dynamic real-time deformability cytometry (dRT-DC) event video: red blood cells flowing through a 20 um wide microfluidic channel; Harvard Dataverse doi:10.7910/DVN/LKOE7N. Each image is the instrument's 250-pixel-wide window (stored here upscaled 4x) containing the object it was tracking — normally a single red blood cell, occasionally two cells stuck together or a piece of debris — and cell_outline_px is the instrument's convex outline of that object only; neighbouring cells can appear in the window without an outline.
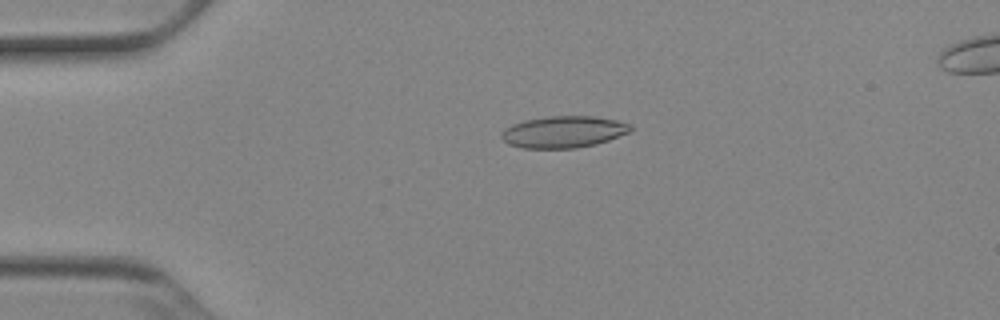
{"species": "Egyptian fruit bat (a non-hibernating species)", "species_latin": "Rousettus aegyptiacus", "temperature_condition": "cold", "stored_images_in_passage": 52, "camera_frame_rate_fps": 3000, "um_per_image_px": 0.085, "animal": {"sex": "female"}, "frame": {"image": 1, "passage_image": 12, "time_ms": 3.667, "image_size_px": [1000, 320], "cell_outline_px": [[632, 128], [628, 132], [608, 140], [596, 144], [576, 148], [524, 148], [508, 144], [500, 136], [500, 132], [504, 128], [512, 124], [524, 120], [548, 116], [592, 116], [616, 120], [628, 124]], "centroid_in_image_um": [47.84, 11.21], "position_along_channel_um": 37.2, "area_um2": 23.76}}
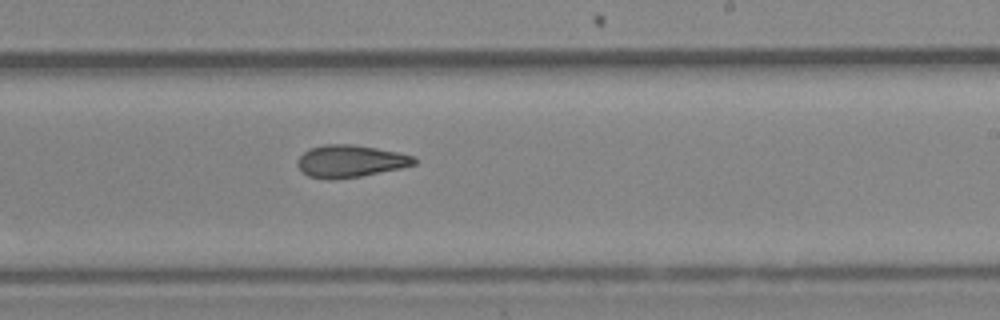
{"frame": {"image": 2, "passage_image": 32, "time_ms": 10.333, "image_size_px": [1000, 320], "cell_outline_px": [[416, 164], [400, 168], [360, 176], [328, 180], [308, 176], [296, 164], [296, 160], [308, 148], [324, 144], [352, 144], [400, 152], [416, 156]], "centroid_in_image_um": [29.77, 13.69], "position_along_channel_um": 259.2, "area_um2": 22.02}}
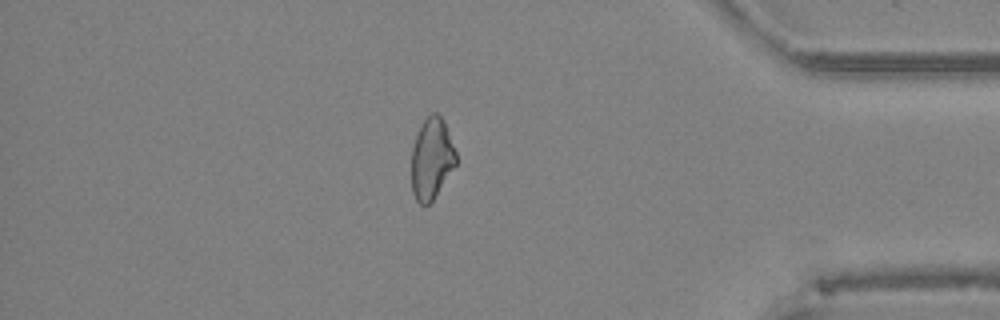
{"frame": {"image": 3, "passage_image": 45, "time_ms": 14.667, "image_size_px": [1000, 320], "cell_outline_px": [[456, 164], [432, 200], [428, 204], [420, 204], [416, 200], [412, 192], [412, 148], [420, 124], [432, 112], [436, 112], [444, 120], [456, 152]], "centroid_in_image_um": [36.68, 13.45], "position_along_channel_um": 398.5, "area_um2": 20.87}, "authors_computed_cell_mechanics": {"area_um2": 22.5131, "velocity_mm_per_s": 3.9094, "shape_relaxation_time_tau1_ms": null, "shape_relaxation_time_tau2_ms": 4.5414, "deformation_change_tau1": null, "deformation_change_tau2": 0.1291}}